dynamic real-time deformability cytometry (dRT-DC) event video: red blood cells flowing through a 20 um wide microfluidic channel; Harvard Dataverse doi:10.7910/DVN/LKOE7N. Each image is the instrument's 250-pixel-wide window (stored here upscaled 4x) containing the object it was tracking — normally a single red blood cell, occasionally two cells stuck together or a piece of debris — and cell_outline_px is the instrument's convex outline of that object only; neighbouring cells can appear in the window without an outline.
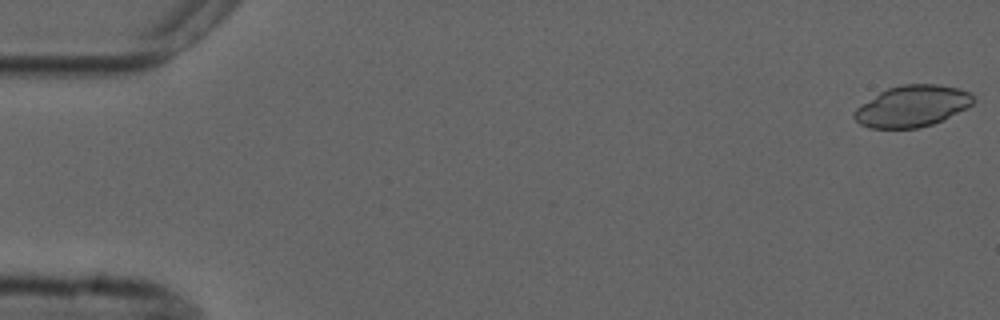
{"species": "common noctule bat (a hibernating species)", "species_latin": "Nyctalus noctula", "temperature_condition": "cold", "stored_images_in_passage": 4, "segment_of_instrument_passage": [2, 2], "camera_frame_rate_fps": 3000, "um_per_image_px": 0.085, "animal": {"sex": "male", "forearm_length_mm": 52.5}, "frame": {"image": 1, "passage_image": 4, "time_ms": 3.667, "image_size_px": [1000, 320], "cell_outline_px": [[976, 100], [968, 108], [944, 120], [920, 128], [868, 128], [860, 124], [852, 116], [852, 112], [856, 108], [880, 92], [888, 88], [904, 84], [940, 84], [960, 88], [968, 92]], "centroid_in_image_um": [77.56, 9.03], "position_along_channel_um": 7.4, "area_um2": 28.9}}